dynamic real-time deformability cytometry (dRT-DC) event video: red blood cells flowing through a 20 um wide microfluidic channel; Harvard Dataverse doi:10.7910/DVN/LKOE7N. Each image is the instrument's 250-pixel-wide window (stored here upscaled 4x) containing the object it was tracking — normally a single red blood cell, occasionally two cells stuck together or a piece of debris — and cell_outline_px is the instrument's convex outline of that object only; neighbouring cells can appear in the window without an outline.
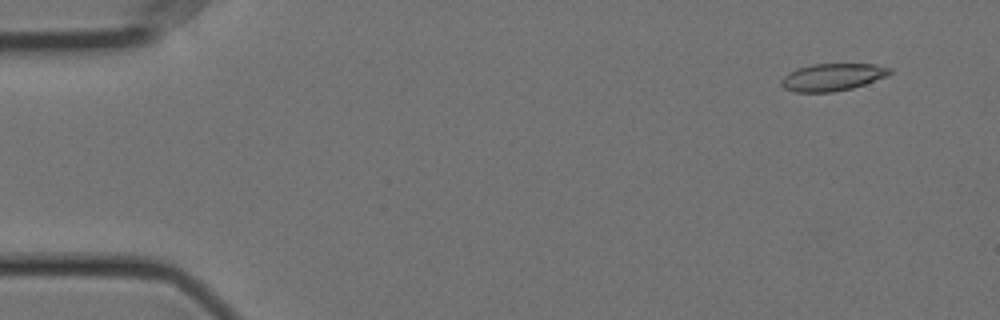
{"species": "Egyptian fruit bat (a non-hibernating species)", "species_latin": "Rousettus aegyptiacus", "temperature_condition": "cold", "stored_images_in_passage": 57, "camera_frame_rate_fps": 3000, "um_per_image_px": 0.085, "animal": {"sex": "female"}, "frame": {"image": 1, "passage_image": 4, "time_ms": 1.0, "image_size_px": [1000, 320], "cell_outline_px": [[892, 72], [888, 76], [852, 88], [832, 92], [796, 92], [784, 88], [780, 84], [784, 76], [788, 72], [796, 68], [812, 64], [876, 64], [892, 68]], "centroid_in_image_um": [70.77, 6.55], "position_along_channel_um": 14.2, "area_um2": 17.34}}
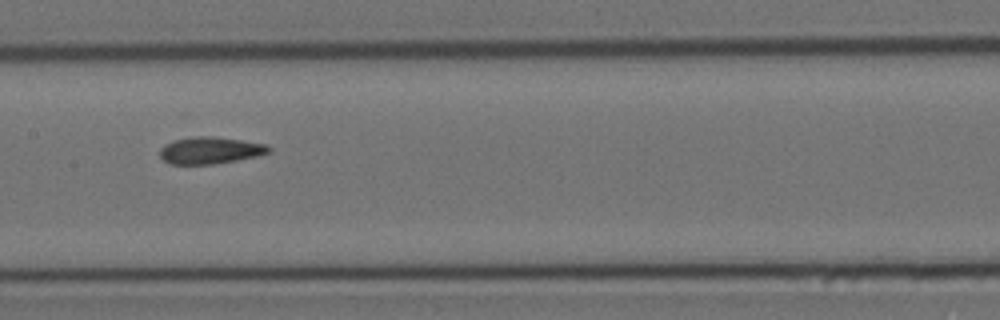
{"frame": {"image": 2, "passage_image": 28, "time_ms": 9.0, "image_size_px": [1000, 320], "cell_outline_px": [[272, 152], [256, 156], [236, 160], [212, 164], [168, 164], [160, 156], [160, 148], [164, 144], [172, 140], [196, 136], [212, 136], [240, 140], [264, 144], [272, 148]], "centroid_in_image_um": [17.84, 12.78], "position_along_channel_um": 189.6, "area_um2": 17.05}}
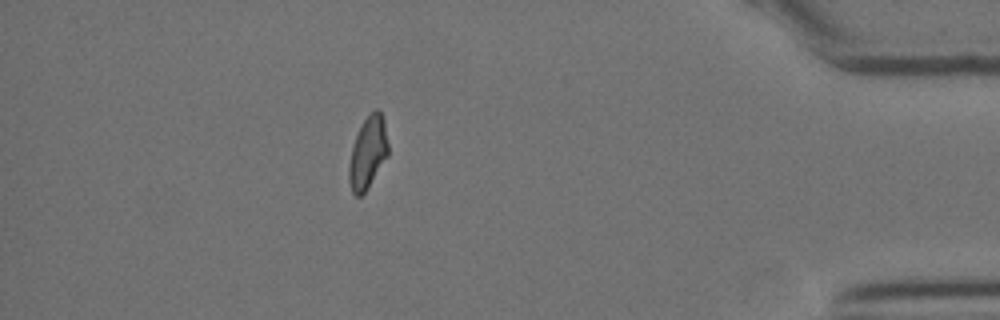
{"frame": {"image": 3, "passage_image": 50, "time_ms": 16.333, "image_size_px": [1000, 320], "cell_outline_px": [[388, 156], [364, 192], [360, 196], [356, 196], [352, 192], [348, 180], [348, 168], [352, 148], [356, 136], [364, 120], [376, 108], [380, 112], [384, 120], [388, 144]], "centroid_in_image_um": [31.26, 12.99], "position_along_channel_um": 403.9, "area_um2": 16.13}, "authors_computed_cell_mechanics": {"area_um2": 17.2244, "velocity_mm_per_s": 3.5591, "shape_relaxation_time_tau1_ms": null, "shape_relaxation_time_tau2_ms": 1.5288, "deformation_change_tau1": null, "deformation_change_tau2": 0.0666}}